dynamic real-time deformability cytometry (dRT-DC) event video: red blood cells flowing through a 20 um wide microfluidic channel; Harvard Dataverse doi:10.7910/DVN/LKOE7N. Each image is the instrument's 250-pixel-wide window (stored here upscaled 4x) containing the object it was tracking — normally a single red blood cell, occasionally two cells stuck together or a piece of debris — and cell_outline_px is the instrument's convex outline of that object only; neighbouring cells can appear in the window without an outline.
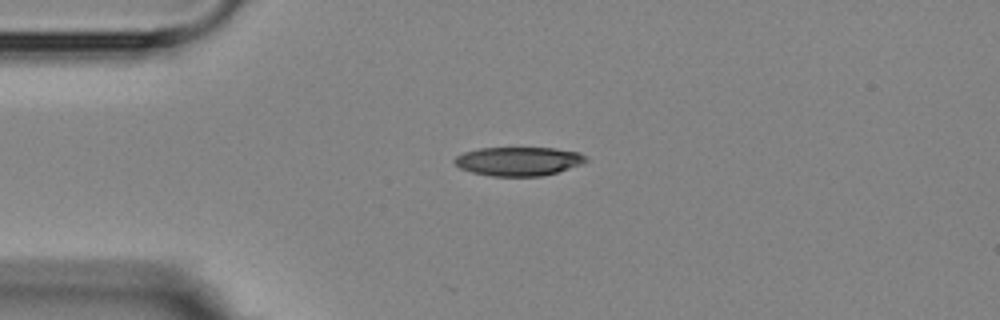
{"species": "Egyptian fruit bat (a non-hibernating species)", "species_latin": "Rousettus aegyptiacus", "temperature_condition": "room temperature", "stored_images_in_passage": 2, "camera_frame_rate_fps": 3000, "um_per_image_px": 0.085, "animal": {"sex": "female"}, "frame": {"image": 1, "passage_image": 1, "time_ms": 0.0, "image_size_px": [1000, 320], "cell_outline_px": [[588, 160], [580, 164], [556, 172], [540, 176], [492, 176], [472, 172], [460, 168], [452, 160], [456, 156], [464, 152], [480, 148], [556, 148], [580, 152], [588, 156]], "centroid_in_image_um": [44.08, 13.7], "position_along_channel_um": 40.9, "area_um2": 22.02}}